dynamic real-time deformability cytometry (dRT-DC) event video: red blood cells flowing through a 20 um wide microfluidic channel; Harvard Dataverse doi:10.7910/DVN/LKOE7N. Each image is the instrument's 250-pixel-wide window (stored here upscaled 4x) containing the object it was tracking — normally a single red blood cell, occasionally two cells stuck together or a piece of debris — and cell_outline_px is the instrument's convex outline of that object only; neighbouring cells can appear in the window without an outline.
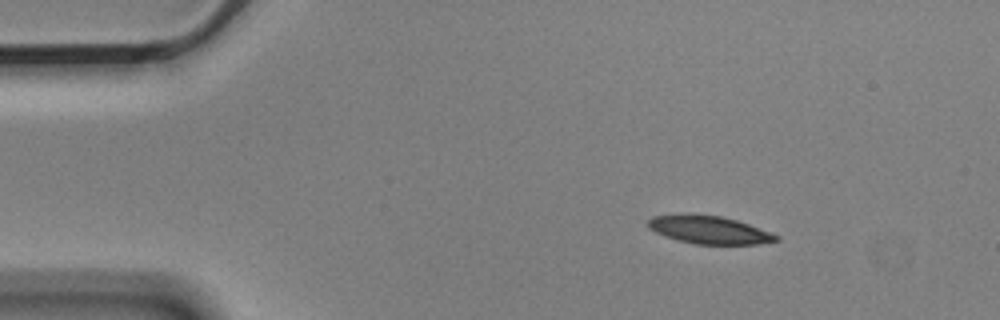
{"species": "Egyptian fruit bat (a non-hibernating species)", "species_latin": "Rousettus aegyptiacus", "temperature_condition": "cold", "stored_images_in_passage": 4, "segment_of_instrument_passage": [1, 2], "camera_frame_rate_fps": 3000, "um_per_image_px": 0.085, "animal": {"sex": "male"}, "frame": {"image": 1, "passage_image": 2, "time_ms": 0.333, "image_size_px": [1000, 320], "cell_outline_px": [[780, 240], [756, 244], [696, 244], [676, 240], [664, 236], [648, 228], [648, 220], [652, 216], [680, 212], [692, 212], [720, 216], [736, 220], [748, 224], [780, 236]], "centroid_in_image_um": [60.2, 19.5], "position_along_channel_um": 24.8, "area_um2": 21.27}}